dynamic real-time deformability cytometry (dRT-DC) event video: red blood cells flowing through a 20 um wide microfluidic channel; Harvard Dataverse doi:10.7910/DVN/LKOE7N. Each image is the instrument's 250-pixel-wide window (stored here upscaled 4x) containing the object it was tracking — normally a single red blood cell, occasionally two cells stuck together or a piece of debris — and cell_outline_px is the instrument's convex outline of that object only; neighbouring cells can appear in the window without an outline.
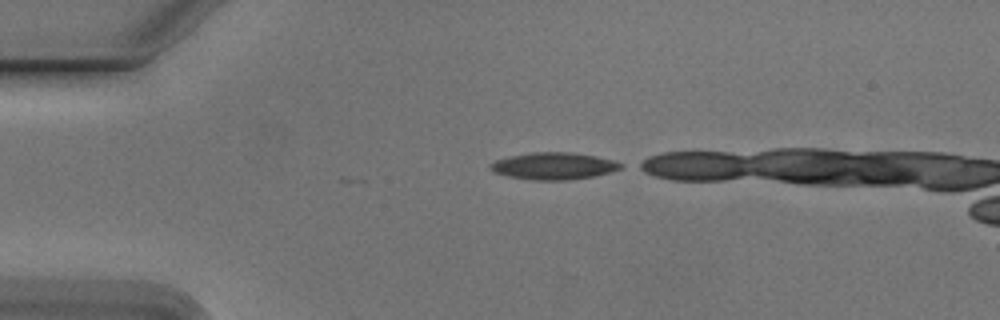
{"species": "Egyptian fruit bat (a non-hibernating species)", "species_latin": "Rousettus aegyptiacus", "temperature_condition": "cold", "stored_images_in_passage": 24, "camera_frame_rate_fps": 3000, "um_per_image_px": 0.085, "animal": {"sex": "male"}, "frame": {"image": 1, "passage_image": 1, "time_ms": 0.0, "image_size_px": [1000, 320], "cell_outline_px": [[624, 168], [592, 176], [568, 180], [536, 180], [508, 176], [496, 172], [488, 168], [488, 164], [496, 160], [508, 156], [528, 152], [572, 152], [596, 156], [612, 160], [624, 164]], "centroid_in_image_um": [47.05, 14.09], "position_along_channel_um": 38.0, "area_um2": 20.52}}
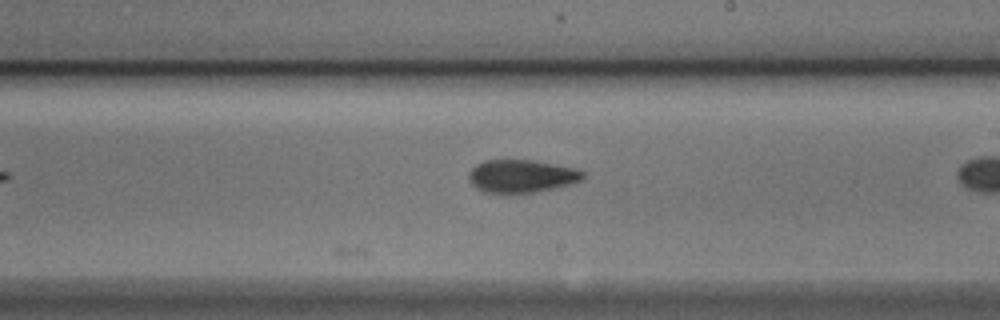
{"frame": {"image": 2, "passage_image": 24, "time_ms": 7.667, "image_size_px": [1000, 320], "cell_outline_px": [[584, 176], [580, 180], [568, 184], [536, 192], [484, 192], [476, 188], [472, 184], [468, 176], [468, 172], [476, 164], [484, 160], [536, 160], [576, 168], [584, 172]], "centroid_in_image_um": [44.31, 14.94], "position_along_channel_um": 244.7, "area_um2": 21.68}}